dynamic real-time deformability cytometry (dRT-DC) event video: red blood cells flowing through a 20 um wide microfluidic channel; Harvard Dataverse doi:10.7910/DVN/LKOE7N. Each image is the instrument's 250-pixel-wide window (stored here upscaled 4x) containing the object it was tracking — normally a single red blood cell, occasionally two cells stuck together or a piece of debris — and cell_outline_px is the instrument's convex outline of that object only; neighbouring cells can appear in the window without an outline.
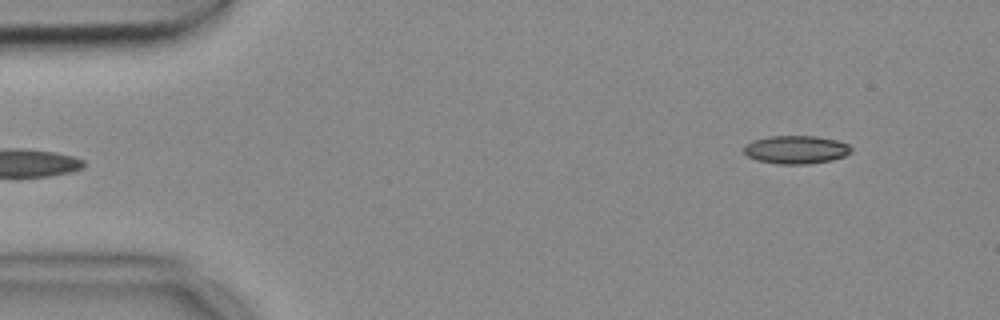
{"species": "common noctule bat (a hibernating species)", "species_latin": "Nyctalus noctula", "temperature_condition": "cold", "stored_images_in_passage": 5, "camera_frame_rate_fps": 3000, "um_per_image_px": 0.085, "animal": {"sex": "female", "body_mass_g": 18.4}, "frame": {"image": 1, "passage_image": 5, "time_ms": 1.333, "image_size_px": [1000, 320], "cell_outline_px": [[852, 152], [844, 156], [832, 160], [808, 164], [776, 164], [756, 160], [748, 156], [744, 152], [744, 144], [752, 140], [768, 136], [816, 136], [836, 140], [848, 144], [852, 148]], "centroid_in_image_um": [67.65, 12.72], "position_along_channel_um": 17.4, "area_um2": 17.8}}